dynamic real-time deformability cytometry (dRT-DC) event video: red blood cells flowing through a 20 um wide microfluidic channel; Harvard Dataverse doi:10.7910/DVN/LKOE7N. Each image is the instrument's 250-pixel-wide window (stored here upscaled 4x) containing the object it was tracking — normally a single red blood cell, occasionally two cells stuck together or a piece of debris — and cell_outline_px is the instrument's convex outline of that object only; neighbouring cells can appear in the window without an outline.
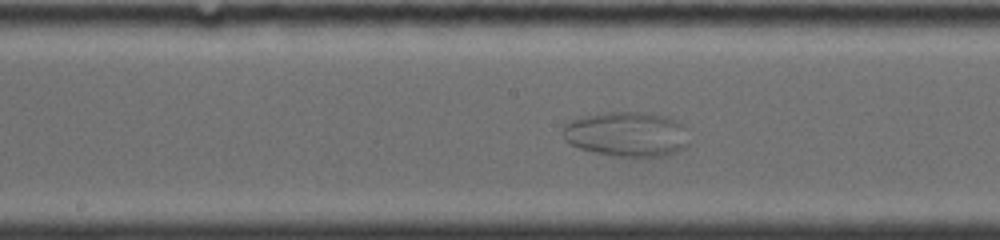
{"species": "common noctule bat (a hibernating species)", "species_latin": "Nyctalus noctula", "temperature_condition": "warm", "stored_images_in_passage": 66, "camera_frame_rate_fps": 5000, "um_per_image_px": 0.085, "animal": {"sex": "female", "body_mass_g": 19.0, "forearm_length_mm": 53.3}, "frame": {"image": 1, "passage_image": 23, "time_ms": 3.4, "image_size_px": [1000, 240], "cell_outline_px": [[688, 144], [684, 148], [668, 156], [616, 156], [592, 152], [568, 144], [564, 140], [564, 124], [580, 116], [612, 112], [640, 112], [664, 116], [684, 124]], "centroid_in_image_um": [53.26, 11.41], "position_along_channel_um": 194.9, "area_um2": 33.0}}
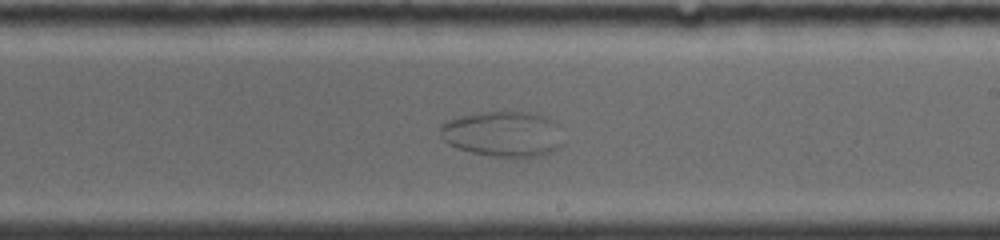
{"frame": {"image": 2, "passage_image": 33, "time_ms": 4.8, "image_size_px": [1000, 240], "cell_outline_px": [[564, 144], [552, 152], [536, 156], [492, 156], [472, 152], [456, 148], [448, 144], [440, 136], [440, 128], [444, 120], [484, 112], [528, 112], [544, 116], [552, 120]], "centroid_in_image_um": [42.71, 11.39], "position_along_channel_um": 246.3, "area_um2": 32.19}}
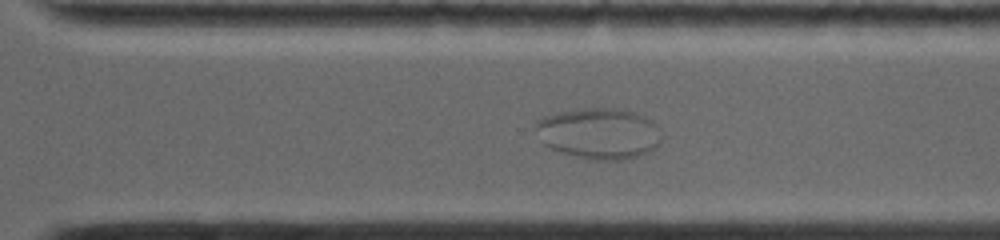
{"frame": {"image": 3, "passage_image": 44, "time_ms": 6.8, "image_size_px": [1000, 240], "cell_outline_px": [[664, 136], [660, 144], [656, 148], [640, 156], [620, 160], [592, 160], [560, 152], [544, 144], [536, 128], [536, 124], [544, 116], [556, 112], [584, 108], [616, 108], [632, 112], [644, 116], [652, 120], [656, 124]], "centroid_in_image_um": [50.99, 11.34], "position_along_channel_um": 319.6, "area_um2": 37.57}}